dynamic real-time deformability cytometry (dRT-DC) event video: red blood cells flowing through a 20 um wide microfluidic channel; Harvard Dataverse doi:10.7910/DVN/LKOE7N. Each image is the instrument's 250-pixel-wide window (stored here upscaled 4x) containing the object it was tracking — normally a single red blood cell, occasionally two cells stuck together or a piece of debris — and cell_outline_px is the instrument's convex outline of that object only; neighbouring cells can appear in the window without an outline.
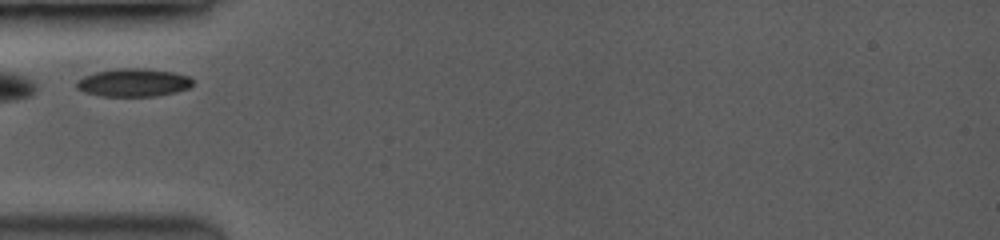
{"species": "common noctule bat (a hibernating species)", "species_latin": "Nyctalus noctula", "temperature_condition": "room temperature", "stored_images_in_passage": 4, "camera_frame_rate_fps": 3500, "um_per_image_px": 0.085, "animal": {"sex": "female", "body_mass_g": 19.0, "forearm_length_mm": 53.3}, "frame": {"image": 1, "passage_image": 2, "time_ms": 0.857, "image_size_px": [1000, 240], "cell_outline_px": [[192, 84], [188, 88], [172, 92], [152, 96], [104, 96], [88, 92], [76, 88], [76, 80], [84, 76], [96, 72], [120, 68], [144, 68], [172, 72], [188, 76], [192, 80]], "centroid_in_image_um": [11.32, 7.01], "position_along_channel_um": 73.7, "area_um2": 18.61}}